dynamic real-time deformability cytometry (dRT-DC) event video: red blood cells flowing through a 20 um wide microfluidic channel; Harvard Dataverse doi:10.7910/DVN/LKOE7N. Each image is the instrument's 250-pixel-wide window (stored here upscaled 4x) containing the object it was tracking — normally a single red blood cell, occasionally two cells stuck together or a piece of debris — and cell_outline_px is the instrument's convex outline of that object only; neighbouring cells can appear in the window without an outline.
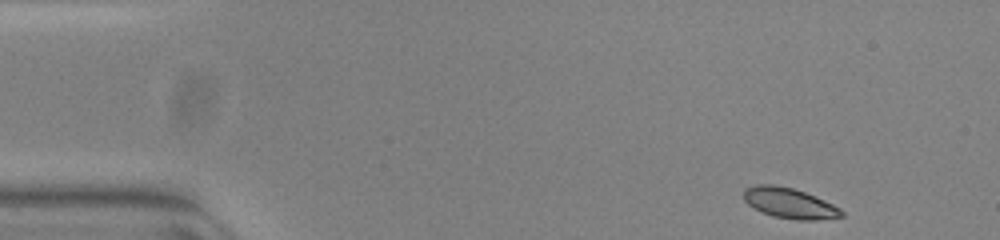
{"species": "common noctule bat (a hibernating species)", "species_latin": "Nyctalus noctula", "temperature_condition": "warm", "stored_images_in_passage": 49, "camera_frame_rate_fps": 3000, "um_per_image_px": 0.085, "animal": {"sex": "female", "body_mass_g": 23.0, "forearm_length_mm": 53.4}, "frame": {"image": 1, "passage_image": 1, "time_ms": 0.0, "image_size_px": [1000, 240], "cell_outline_px": [[844, 216], [816, 220], [796, 220], [772, 216], [760, 212], [752, 208], [744, 200], [744, 188], [756, 184], [776, 184], [792, 188], [816, 196], [840, 208], [844, 212]], "centroid_in_image_um": [67.08, 17.27], "position_along_channel_um": 17.9, "area_um2": 17.57}}
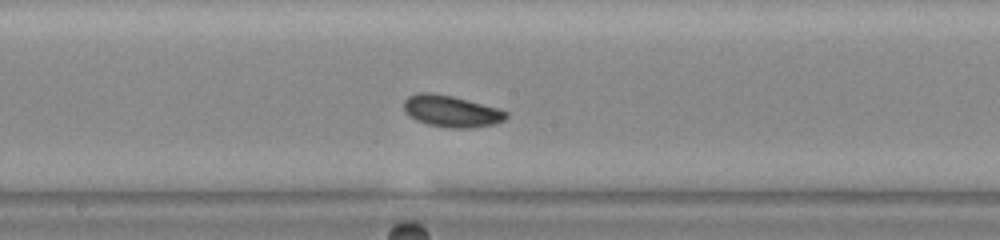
{"frame": {"image": 2, "passage_image": 24, "time_ms": 7.667, "image_size_px": [1000, 240], "cell_outline_px": [[508, 116], [504, 120], [496, 124], [472, 128], [448, 128], [428, 124], [416, 120], [404, 108], [404, 100], [408, 96], [416, 92], [432, 92], [452, 96], [500, 108], [508, 112]], "centroid_in_image_um": [38.41, 9.45], "position_along_channel_um": 209.8, "area_um2": 18.96}}
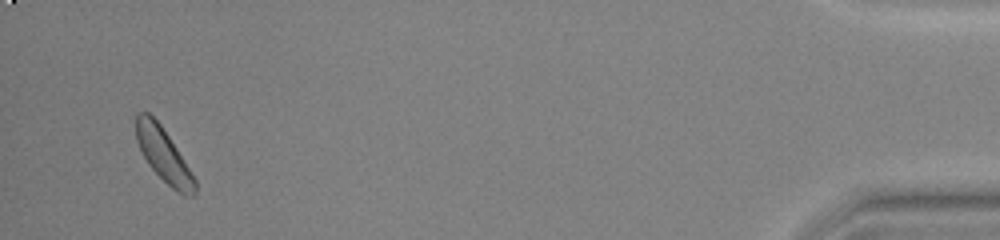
{"frame": {"image": 3, "passage_image": 47, "time_ms": 15.333, "image_size_px": [1000, 240], "cell_outline_px": [[196, 196], [184, 196], [176, 192], [148, 164], [136, 140], [136, 112], [148, 112], [160, 124], [176, 148], [196, 180]], "centroid_in_image_um": [13.91, 13.19], "position_along_channel_um": 421.3, "area_um2": 18.03}}